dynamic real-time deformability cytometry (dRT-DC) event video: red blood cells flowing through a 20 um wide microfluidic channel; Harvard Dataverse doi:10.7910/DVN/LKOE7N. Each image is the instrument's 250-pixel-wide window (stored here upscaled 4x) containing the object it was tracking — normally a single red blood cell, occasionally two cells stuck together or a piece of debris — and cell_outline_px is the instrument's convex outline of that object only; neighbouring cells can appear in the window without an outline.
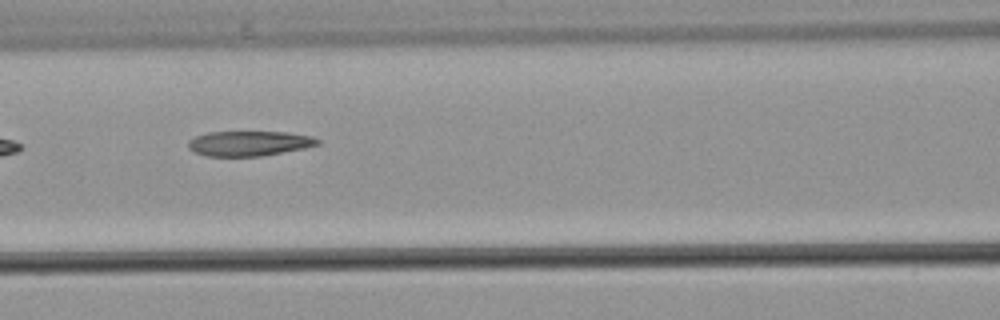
{"species": "common noctule bat (a hibernating species)", "species_latin": "Nyctalus noctula", "temperature_condition": "warm", "stored_images_in_passage": 5, "camera_frame_rate_fps": 3000, "um_per_image_px": 0.085, "animal": {"sex": "male", "body_mass_g": 21.5, "forearm_length_mm": 52.0}, "frame": {"image": 1, "passage_image": 4, "time_ms": 3.667, "image_size_px": [1000, 320], "cell_outline_px": [[320, 144], [304, 148], [260, 156], [208, 156], [196, 152], [188, 148], [188, 140], [196, 136], [208, 132], [288, 132], [312, 136], [320, 140]], "centroid_in_image_um": [21.18, 12.18], "position_along_channel_um": 145.4, "area_um2": 18.73}}
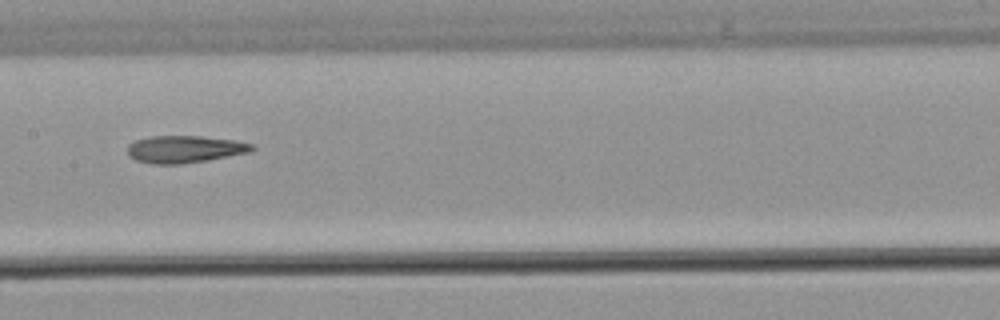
{"frame": {"image": 2, "passage_image": 5, "time_ms": 4.667, "image_size_px": [1000, 320], "cell_outline_px": [[256, 148], [252, 152], [208, 160], [180, 164], [152, 164], [136, 160], [128, 156], [128, 144], [136, 140], [148, 136], [200, 136], [236, 140], [252, 144]], "centroid_in_image_um": [15.71, 12.68], "position_along_channel_um": 191.7, "area_um2": 19.94}}